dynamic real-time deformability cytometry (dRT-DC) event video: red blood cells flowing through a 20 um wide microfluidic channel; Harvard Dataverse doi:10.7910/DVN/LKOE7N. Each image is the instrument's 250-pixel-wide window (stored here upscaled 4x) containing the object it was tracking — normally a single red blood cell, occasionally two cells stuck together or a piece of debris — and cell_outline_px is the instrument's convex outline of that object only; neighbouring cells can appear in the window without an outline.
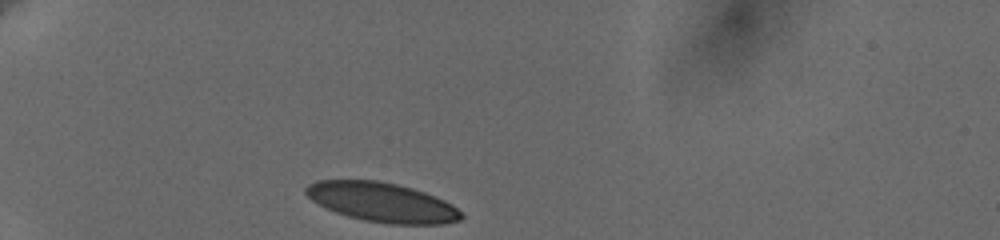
{"species": "human", "species_latin": "Homo sapiens", "temperature_condition": "cold", "stored_images_in_passage": 34, "camera_frame_rate_fps": 3000, "um_per_image_px": 0.085, "donor": {"sex": "female"}, "frame": {"image": 1, "passage_image": 1, "time_ms": 0.0, "image_size_px": [1000, 240], "cell_outline_px": [[464, 216], [460, 220], [444, 224], [388, 224], [364, 220], [348, 216], [336, 212], [312, 200], [304, 192], [304, 188], [308, 184], [316, 180], [376, 180], [396, 184], [412, 188], [424, 192], [444, 200], [452, 204]], "centroid_in_image_um": [32.47, 17.19], "position_along_channel_um": 52.5, "area_um2": 35.49}}
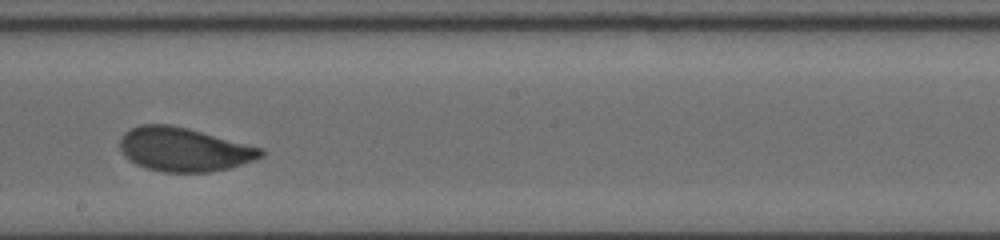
{"frame": {"image": 2, "passage_image": 19, "time_ms": 6.0, "image_size_px": [1000, 240], "cell_outline_px": [[264, 156], [256, 160], [228, 168], [208, 172], [164, 172], [148, 168], [136, 164], [128, 160], [124, 156], [120, 148], [120, 140], [124, 132], [140, 124], [168, 124], [188, 128], [264, 148]], "centroid_in_image_um": [15.65, 12.7], "position_along_channel_um": 232.6, "area_um2": 36.13}}
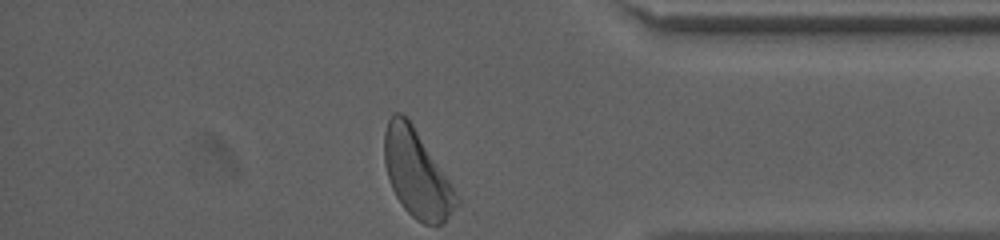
{"frame": {"image": 3, "passage_image": 34, "time_ms": 11.0, "image_size_px": [1000, 240], "cell_outline_px": [[460, 204], [444, 224], [424, 224], [416, 220], [404, 208], [396, 196], [388, 180], [384, 164], [384, 132], [388, 120], [392, 112], [400, 112], [412, 124], [452, 184], [460, 200]], "centroid_in_image_um": [35.43, 14.79], "position_along_channel_um": 399.8, "area_um2": 36.7}, "authors_computed_cell_mechanics": {"area_um2": 36.2117, "velocity_mm_per_s": 3.6136, "shape_relaxation_time_tau1_ms": 3.5728, "shape_relaxation_time_tau2_ms": null, "deformation_change_tau1": 0.1218, "deformation_change_tau2": null}}